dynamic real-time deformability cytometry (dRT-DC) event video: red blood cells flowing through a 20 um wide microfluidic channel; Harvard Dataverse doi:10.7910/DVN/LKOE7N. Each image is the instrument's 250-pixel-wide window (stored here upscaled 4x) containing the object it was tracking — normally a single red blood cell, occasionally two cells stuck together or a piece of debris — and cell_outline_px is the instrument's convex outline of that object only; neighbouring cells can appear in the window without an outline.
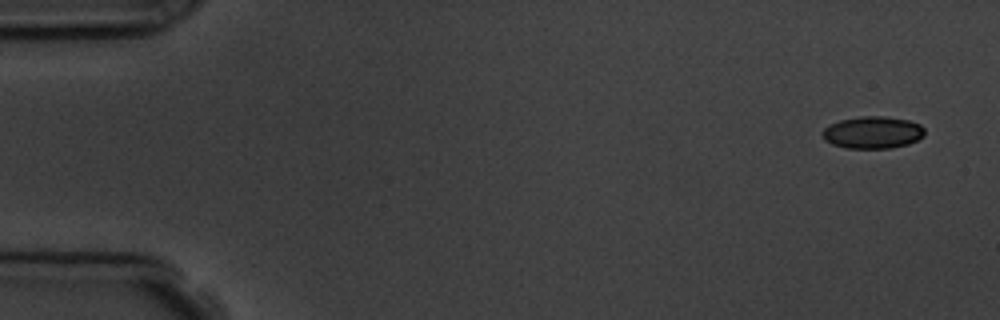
{"species": "common noctule bat (a hibernating species)", "species_latin": "Nyctalus noctula", "temperature_condition": "room temperature", "stored_images_in_passage": 15, "camera_frame_rate_fps": 3000, "um_per_image_px": 0.085, "animal": {"sex": "male", "body_mass_g": 19.5, "forearm_length_mm": 54.6}, "frame": {"image": 1, "passage_image": 1, "time_ms": 0.0, "image_size_px": [1000, 320], "cell_outline_px": [[924, 136], [908, 144], [892, 148], [848, 148], [832, 144], [824, 140], [820, 132], [828, 124], [840, 120], [860, 116], [884, 116], [908, 120], [920, 124], [924, 128]], "centroid_in_image_um": [74.15, 11.25], "position_along_channel_um": 10.9, "area_um2": 19.31}}
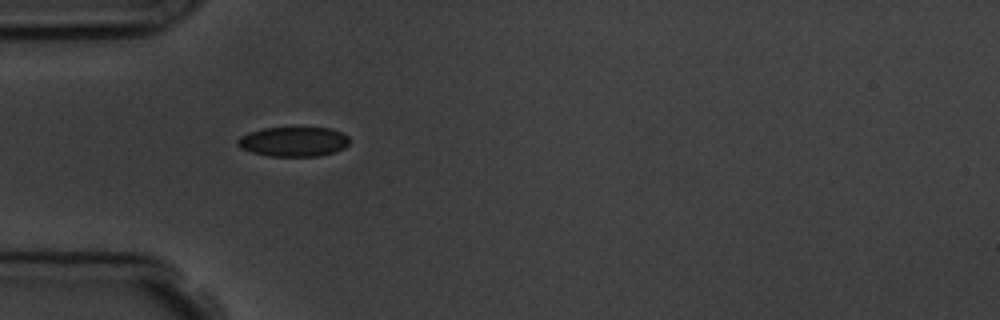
{"frame": {"image": 2, "passage_image": 5, "time_ms": 4.667, "image_size_px": [1000, 320], "cell_outline_px": [[348, 144], [344, 148], [320, 156], [268, 156], [252, 152], [240, 148], [236, 144], [236, 140], [240, 136], [248, 132], [264, 128], [332, 128], [348, 136]], "centroid_in_image_um": [24.91, 12.04], "position_along_channel_um": 60.1, "area_um2": 19.31}}
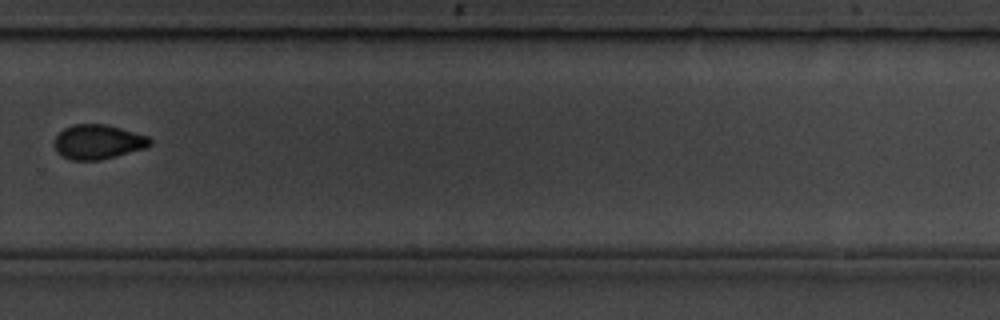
{"frame": {"image": 3, "passage_image": 11, "time_ms": 11.667, "image_size_px": [1000, 320], "cell_outline_px": [[152, 144], [144, 148], [116, 156], [100, 160], [72, 160], [56, 152], [52, 144], [52, 140], [64, 128], [72, 124], [104, 124], [120, 128], [148, 136], [152, 140]], "centroid_in_image_um": [8.28, 12.06], "position_along_channel_um": 321.5, "area_um2": 19.31}, "authors_computed_cell_mechanics": {"area_um2": 19.3052, "velocity_mm_per_s": 3.7928, "shape_relaxation_time_tau1_ms": 2.8644, "shape_relaxation_time_tau2_ms": null, "deformation_change_tau1": 0.0726, "deformation_change_tau2": null}}